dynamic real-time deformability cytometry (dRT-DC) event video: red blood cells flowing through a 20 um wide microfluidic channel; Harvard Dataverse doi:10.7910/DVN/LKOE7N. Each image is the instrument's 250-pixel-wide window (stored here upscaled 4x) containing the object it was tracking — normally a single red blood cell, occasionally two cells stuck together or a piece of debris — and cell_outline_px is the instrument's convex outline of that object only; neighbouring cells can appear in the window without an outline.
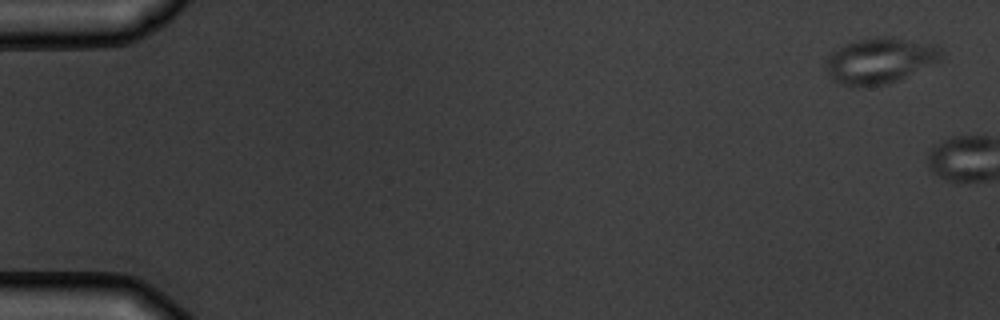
{"species": "common noctule bat (a hibernating species)", "species_latin": "Nyctalus noctula", "temperature_condition": "warm", "stored_images_in_passage": 2, "camera_frame_rate_fps": 3000, "um_per_image_px": 0.085, "animal": {"sex": "male", "body_mass_g": 19.5, "forearm_length_mm": 54.6}, "frame": {"image": 1, "passage_image": 1, "time_ms": 0.0, "image_size_px": [1000, 320], "cell_outline_px": [[944, 52], [940, 60], [900, 80], [884, 84], [852, 88], [840, 84], [828, 72], [828, 56], [832, 52], [844, 44], [852, 40], [876, 36], [888, 36], [940, 44]], "centroid_in_image_um": [74.86, 5.12], "position_along_channel_um": 10.1, "area_um2": 31.15}}